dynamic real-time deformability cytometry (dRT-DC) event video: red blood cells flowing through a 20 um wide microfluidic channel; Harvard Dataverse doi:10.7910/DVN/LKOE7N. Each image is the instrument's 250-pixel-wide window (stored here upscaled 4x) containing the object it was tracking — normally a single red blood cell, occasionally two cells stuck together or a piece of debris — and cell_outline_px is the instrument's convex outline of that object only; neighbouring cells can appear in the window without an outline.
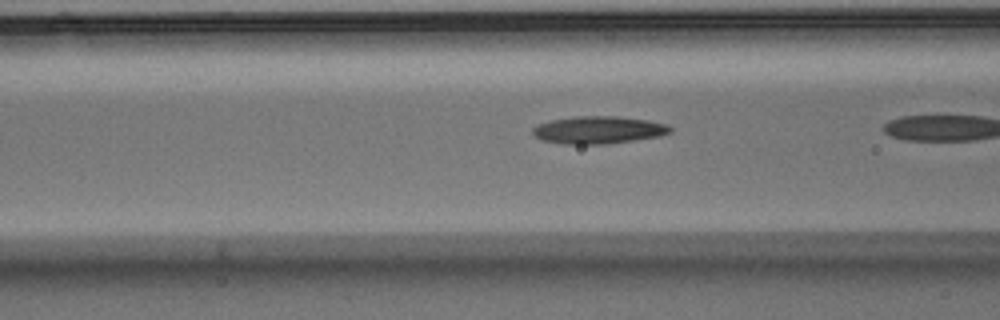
{"species": "Egyptian fruit bat (a non-hibernating species)", "species_latin": "Rousettus aegyptiacus", "temperature_condition": "warm", "stored_images_in_passage": 30, "camera_frame_rate_fps": 3000, "um_per_image_px": 0.085, "animal": {"sex": "male"}, "frame": {"image": 1, "passage_image": 16, "time_ms": 5.0, "image_size_px": [1000, 320], "cell_outline_px": [[672, 132], [660, 136], [608, 144], [564, 144], [540, 140], [532, 132], [532, 128], [540, 124], [552, 120], [576, 116], [616, 116], [648, 120], [668, 124], [672, 128]], "centroid_in_image_um": [50.9, 11.05], "position_along_channel_um": 115.7, "area_um2": 22.08}}